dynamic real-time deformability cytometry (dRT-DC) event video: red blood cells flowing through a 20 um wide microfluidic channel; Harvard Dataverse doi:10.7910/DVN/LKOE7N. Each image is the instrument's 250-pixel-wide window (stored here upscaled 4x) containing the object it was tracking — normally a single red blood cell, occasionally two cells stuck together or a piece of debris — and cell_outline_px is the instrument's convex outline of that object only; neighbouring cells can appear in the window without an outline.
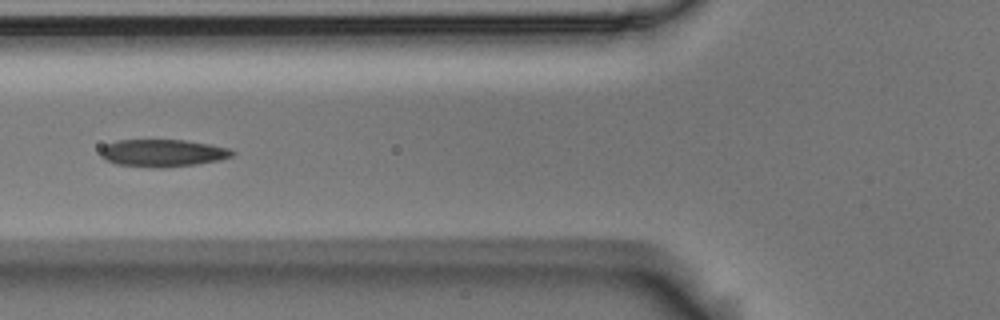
{"species": "Egyptian fruit bat (a non-hibernating species)", "species_latin": "Rousettus aegyptiacus", "temperature_condition": "room temperature", "stored_images_in_passage": 7, "camera_frame_rate_fps": 3000, "um_per_image_px": 0.085, "animal": {"sex": "male"}, "frame": {"image": 1, "passage_image": 5, "time_ms": 1.333, "image_size_px": [1000, 320], "cell_outline_px": [[236, 152], [232, 156], [220, 160], [196, 164], [164, 168], [156, 168], [116, 164], [104, 160], [100, 156], [100, 148], [104, 144], [116, 140], [184, 140], [208, 144], [228, 148]], "centroid_in_image_um": [13.77, 13.01], "position_along_channel_um": 112.0, "area_um2": 21.21}}
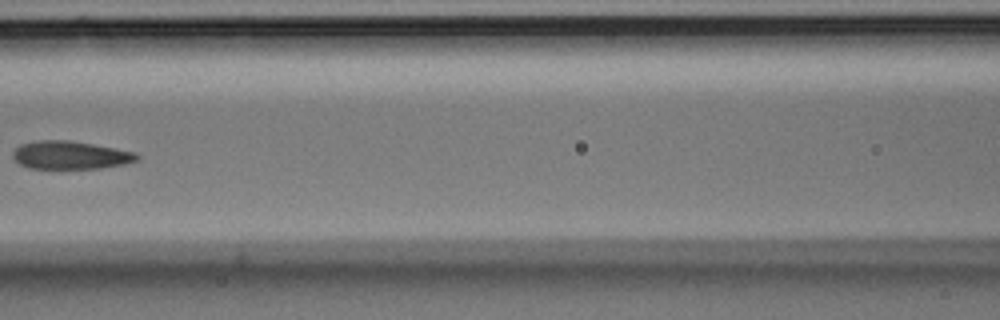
{"frame": {"image": 2, "passage_image": 6, "time_ms": 1.667, "image_size_px": [1000, 320], "cell_outline_px": [[140, 156], [136, 160], [124, 164], [100, 168], [28, 168], [20, 164], [12, 156], [12, 152], [20, 144], [36, 140], [68, 140], [92, 144], [136, 152]], "centroid_in_image_um": [5.95, 13.18], "position_along_channel_um": 160.6, "area_um2": 20.17}}
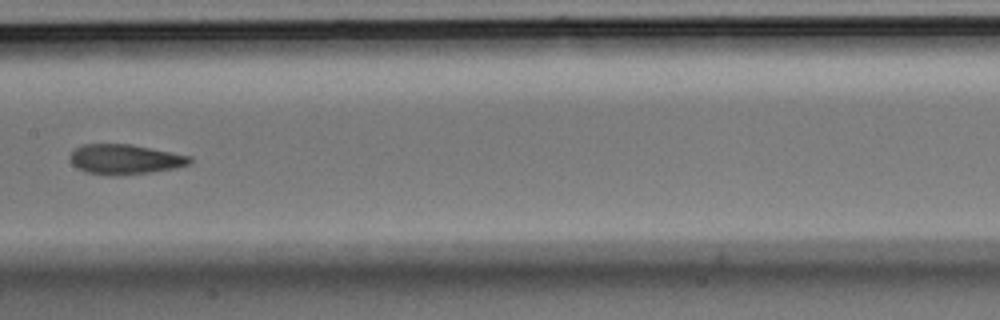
{"frame": {"image": 3, "passage_image": 7, "time_ms": 2.0, "image_size_px": [1000, 320], "cell_outline_px": [[192, 164], [176, 168], [148, 172], [116, 176], [108, 176], [84, 172], [76, 168], [72, 164], [68, 156], [76, 148], [84, 144], [132, 144], [192, 156]], "centroid_in_image_um": [10.61, 13.55], "position_along_channel_um": 196.8, "area_um2": 21.21}}